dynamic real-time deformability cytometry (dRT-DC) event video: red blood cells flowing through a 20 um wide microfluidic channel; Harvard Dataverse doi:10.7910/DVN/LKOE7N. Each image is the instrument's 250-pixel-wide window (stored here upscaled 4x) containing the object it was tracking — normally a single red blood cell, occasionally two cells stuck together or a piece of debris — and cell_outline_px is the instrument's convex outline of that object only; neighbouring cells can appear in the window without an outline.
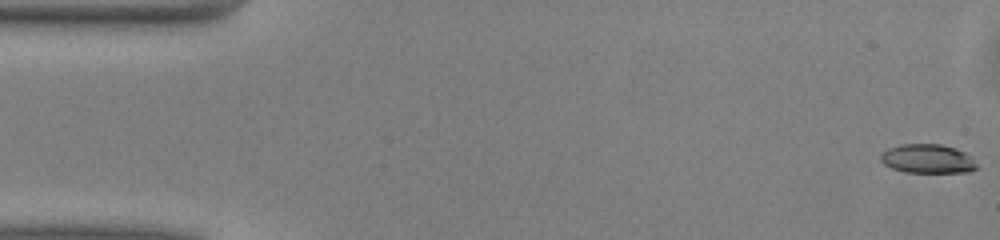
{"species": "common noctule bat (a hibernating species)", "species_latin": "Nyctalus noctula", "temperature_condition": "warm", "stored_images_in_passage": 45, "camera_frame_rate_fps": 3000, "um_per_image_px": 0.085, "animal": {"sex": "male", "body_mass_g": 13.0, "forearm_length_mm": 53.1}, "frame": {"image": 1, "passage_image": 1, "time_ms": 0.0, "image_size_px": [1000, 240], "cell_outline_px": [[980, 168], [968, 172], [904, 172], [892, 168], [884, 164], [880, 160], [880, 156], [888, 148], [900, 144], [940, 144], [956, 148], [972, 156]], "centroid_in_image_um": [78.89, 13.5], "position_along_channel_um": 6.1, "area_um2": 16.42}}
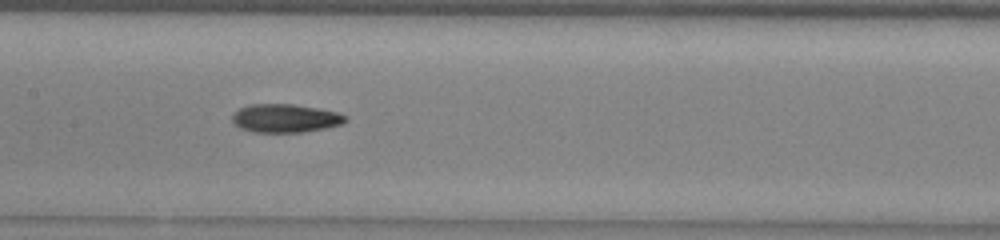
{"frame": {"image": 2, "passage_image": 24, "time_ms": 7.667, "image_size_px": [1000, 240], "cell_outline_px": [[348, 120], [340, 124], [324, 128], [300, 132], [256, 132], [240, 128], [232, 120], [232, 116], [240, 108], [248, 104], [292, 104], [316, 108], [336, 112], [348, 116]], "centroid_in_image_um": [24.25, 10.04], "position_along_channel_um": 183.2, "area_um2": 18.5}}
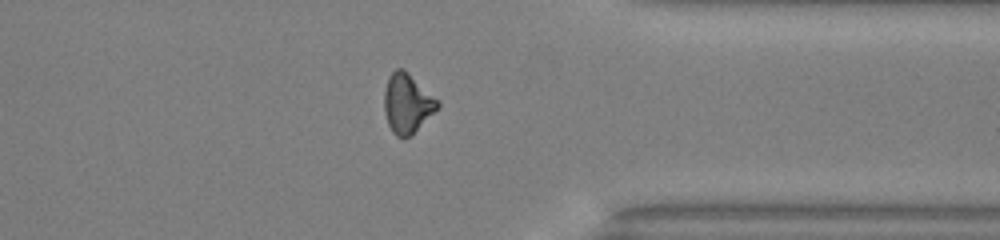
{"frame": {"image": 3, "passage_image": 39, "time_ms": 12.667, "image_size_px": [1000, 240], "cell_outline_px": [[440, 108], [412, 136], [396, 136], [392, 132], [388, 124], [384, 112], [384, 92], [388, 76], [396, 68], [404, 68], [440, 100]], "centroid_in_image_um": [34.65, 8.78], "position_along_channel_um": 376.7, "area_um2": 19.02}, "authors_computed_cell_mechanics": {"area_um2": 17.9758, "velocity_mm_per_s": 4.0799, "shape_relaxation_time_tau1_ms": 5.1416, "shape_relaxation_time_tau2_ms": 2.9741, "deformation_change_tau1": 0.1531, "deformation_change_tau2": 0.1127}}